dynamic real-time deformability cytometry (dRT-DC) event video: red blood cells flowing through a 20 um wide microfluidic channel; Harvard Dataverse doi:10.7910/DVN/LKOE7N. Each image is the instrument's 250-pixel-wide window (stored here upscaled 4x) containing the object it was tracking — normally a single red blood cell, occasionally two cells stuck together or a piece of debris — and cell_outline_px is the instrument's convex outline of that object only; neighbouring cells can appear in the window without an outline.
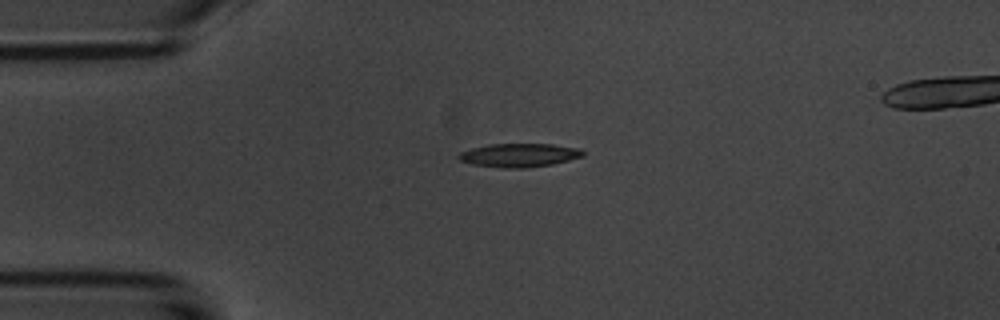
{"species": "common noctule bat (a hibernating species)", "species_latin": "Nyctalus noctula", "temperature_condition": "room temperature", "stored_images_in_passage": 3, "camera_frame_rate_fps": 3000, "um_per_image_px": 0.085, "animal": {"sex": "male", "body_mass_g": 20.1, "forearm_length_mm": 53.5}, "frame": {"image": 1, "passage_image": 1, "time_ms": 0.0, "image_size_px": [1000, 320], "cell_outline_px": [[584, 156], [552, 164], [528, 168], [500, 168], [472, 164], [460, 160], [456, 156], [460, 152], [472, 148], [488, 144], [552, 144], [580, 148], [584, 152]], "centroid_in_image_um": [44.13, 13.19], "position_along_channel_um": 40.9, "area_um2": 17.17}}